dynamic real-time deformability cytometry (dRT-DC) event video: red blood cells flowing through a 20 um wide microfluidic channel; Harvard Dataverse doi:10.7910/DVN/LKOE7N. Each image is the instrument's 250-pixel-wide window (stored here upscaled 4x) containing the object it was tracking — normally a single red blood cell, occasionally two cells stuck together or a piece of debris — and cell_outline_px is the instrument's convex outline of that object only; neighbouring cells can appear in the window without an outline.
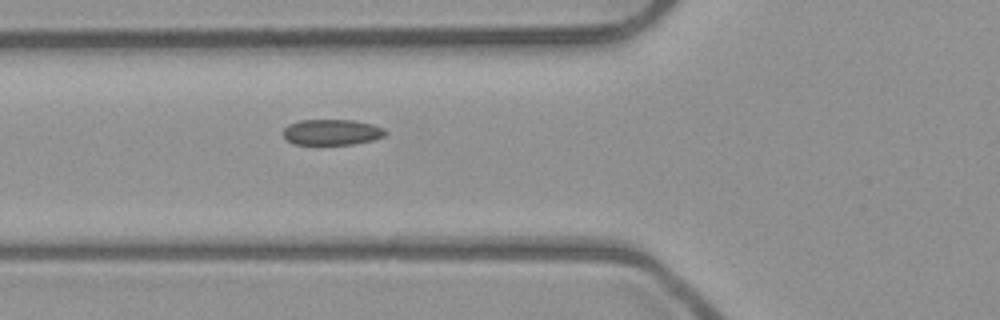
{"species": "common noctule bat (a hibernating species)", "species_latin": "Nyctalus noctula", "temperature_condition": "room temperature", "stored_images_in_passage": 2, "camera_frame_rate_fps": 3000, "um_per_image_px": 0.085, "animal": {"sex": "male", "body_mass_g": 23.1, "forearm_length_mm": 52.7}, "frame": {"image": 1, "passage_image": 2, "time_ms": 0.333, "image_size_px": [1000, 320], "cell_outline_px": [[388, 132], [384, 136], [372, 140], [352, 144], [292, 144], [284, 136], [284, 128], [288, 124], [300, 120], [352, 120], [372, 124], [384, 128]], "centroid_in_image_um": [28.21, 11.23], "position_along_channel_um": 97.6, "area_um2": 15.26}}